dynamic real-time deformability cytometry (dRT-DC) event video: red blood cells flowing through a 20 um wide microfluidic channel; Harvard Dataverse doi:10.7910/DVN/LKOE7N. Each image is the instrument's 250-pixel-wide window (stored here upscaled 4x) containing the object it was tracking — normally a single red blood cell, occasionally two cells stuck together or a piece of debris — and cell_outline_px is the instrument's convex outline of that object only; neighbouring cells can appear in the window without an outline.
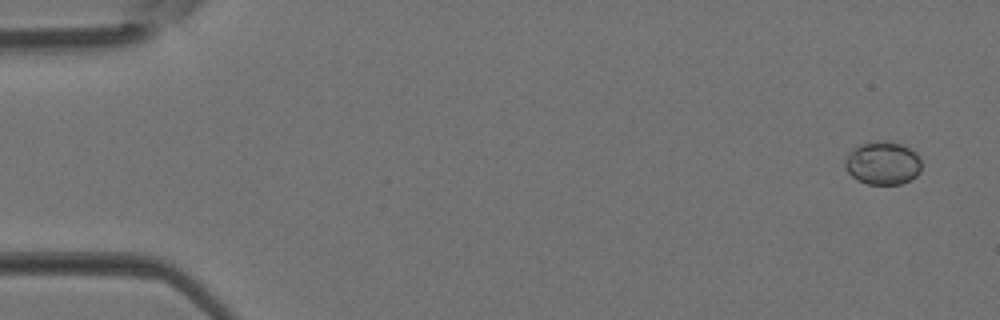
{"species": "Egyptian fruit bat (a non-hibernating species)", "species_latin": "Rousettus aegyptiacus", "temperature_condition": "room temperature", "stored_images_in_passage": 5, "camera_frame_rate_fps": 3000, "um_per_image_px": 0.085, "animal": {"sex": "female"}, "frame": {"image": 1, "passage_image": 1, "time_ms": 0.0, "image_size_px": [1000, 320], "cell_outline_px": [[920, 172], [916, 176], [900, 184], [868, 184], [856, 180], [848, 172], [844, 164], [844, 160], [848, 152], [852, 148], [860, 144], [900, 144], [916, 152], [920, 156]], "centroid_in_image_um": [75.01, 13.91], "position_along_channel_um": 10.0, "area_um2": 18.73}}
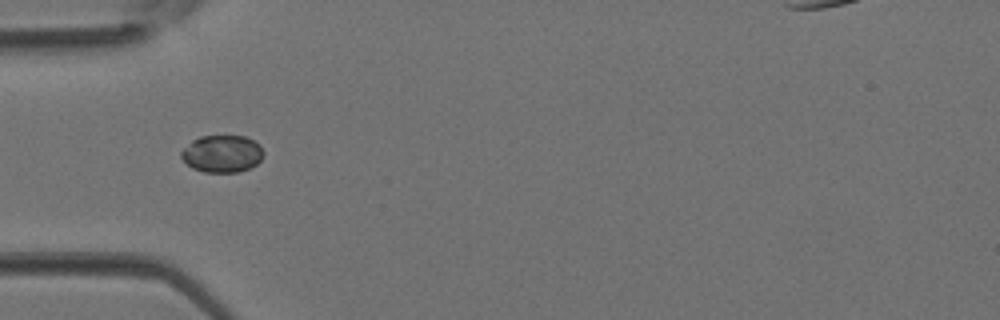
{"frame": {"image": 2, "passage_image": 4, "time_ms": 1.0, "image_size_px": [1000, 320], "cell_outline_px": [[264, 156], [256, 164], [240, 172], [204, 172], [192, 168], [180, 156], [180, 152], [192, 140], [200, 136], [244, 136], [260, 144], [264, 152]], "centroid_in_image_um": [18.89, 13.07], "position_along_channel_um": 66.1, "area_um2": 17.86}}
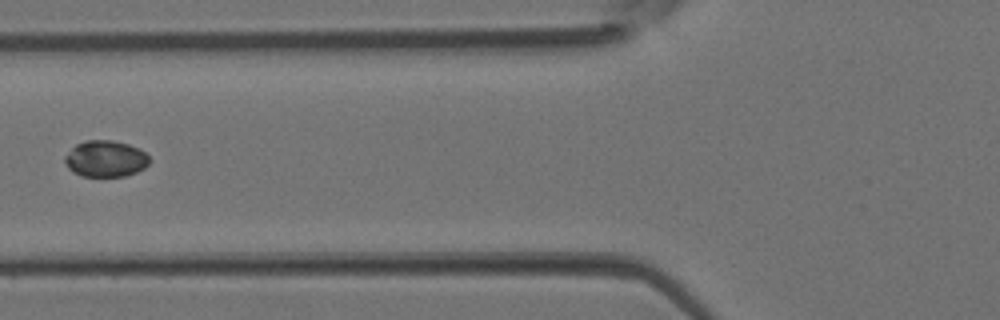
{"frame": {"image": 3, "passage_image": 5, "time_ms": 1.333, "image_size_px": [1000, 320], "cell_outline_px": [[148, 164], [144, 168], [136, 172], [124, 176], [80, 176], [72, 172], [64, 164], [64, 156], [76, 144], [84, 140], [112, 140], [128, 144], [144, 152], [148, 156]], "centroid_in_image_um": [8.91, 13.49], "position_along_channel_um": 116.9, "area_um2": 17.92}}